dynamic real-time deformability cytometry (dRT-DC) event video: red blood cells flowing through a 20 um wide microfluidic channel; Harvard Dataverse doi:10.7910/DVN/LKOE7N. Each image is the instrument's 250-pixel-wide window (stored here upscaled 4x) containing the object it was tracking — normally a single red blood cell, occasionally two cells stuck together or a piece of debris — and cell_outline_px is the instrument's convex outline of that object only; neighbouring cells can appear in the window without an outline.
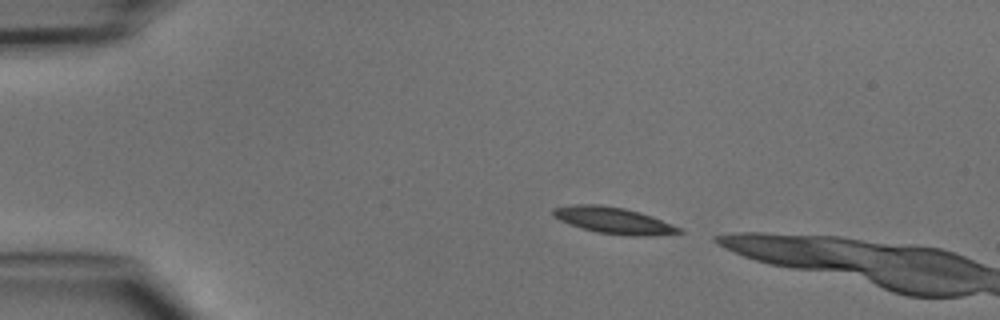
{"species": "common noctule bat (a hibernating species)", "species_latin": "Nyctalus noctula", "temperature_condition": "cold", "stored_images_in_passage": 4, "camera_frame_rate_fps": 3000, "um_per_image_px": 0.085, "animal": {"sex": "male", "body_mass_g": 15.6}, "frame": {"image": 1, "passage_image": 1, "time_ms": 0.0, "image_size_px": [1000, 320], "cell_outline_px": [[684, 232], [652, 236], [628, 236], [596, 232], [580, 228], [560, 220], [552, 216], [552, 208], [572, 204], [600, 204], [624, 208], [640, 212], [652, 216], [672, 224], [680, 228]], "centroid_in_image_um": [52.13, 18.73], "position_along_channel_um": 32.9, "area_um2": 19.59}}
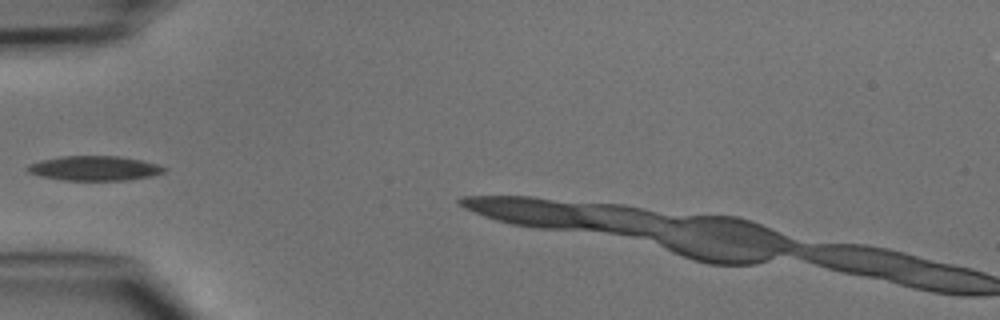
{"frame": {"image": 2, "passage_image": 3, "time_ms": 2.333, "image_size_px": [1000, 320], "cell_outline_px": [[168, 168], [164, 172], [152, 176], [128, 180], [64, 180], [40, 176], [28, 172], [24, 168], [28, 164], [40, 160], [60, 156], [120, 156], [140, 160], [156, 164]], "centroid_in_image_um": [8.0, 14.3], "position_along_channel_um": 77.0, "area_um2": 19.71}}